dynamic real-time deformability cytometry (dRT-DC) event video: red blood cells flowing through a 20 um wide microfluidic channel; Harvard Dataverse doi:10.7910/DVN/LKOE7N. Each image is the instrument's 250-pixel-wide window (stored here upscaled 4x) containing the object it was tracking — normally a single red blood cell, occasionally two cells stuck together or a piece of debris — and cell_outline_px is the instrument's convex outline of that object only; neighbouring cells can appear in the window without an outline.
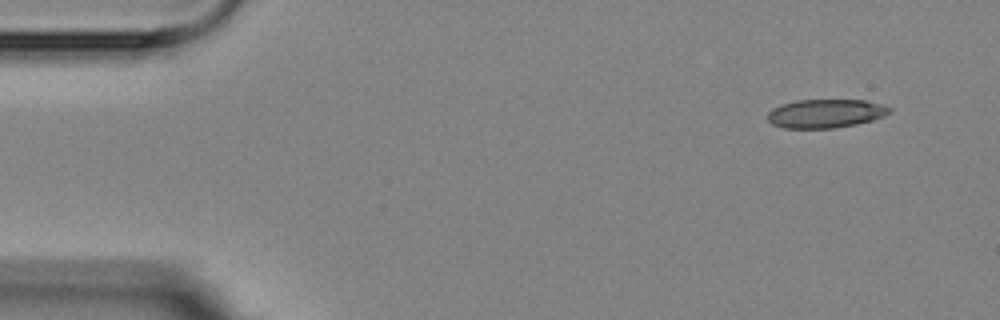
{"species": "Egyptian fruit bat (a non-hibernating species)", "species_latin": "Rousettus aegyptiacus", "temperature_condition": "room temperature", "stored_images_in_passage": 5, "camera_frame_rate_fps": 3000, "um_per_image_px": 0.085, "animal": {"sex": "female"}, "frame": {"image": 1, "passage_image": 1, "time_ms": 0.0, "image_size_px": [1000, 320], "cell_outline_px": [[892, 112], [884, 116], [872, 120], [856, 124], [832, 128], [784, 128], [772, 124], [768, 120], [768, 112], [772, 108], [780, 104], [796, 100], [868, 100], [884, 104], [892, 108]], "centroid_in_image_um": [70.2, 9.63], "position_along_channel_um": 14.8, "area_um2": 20.58}}
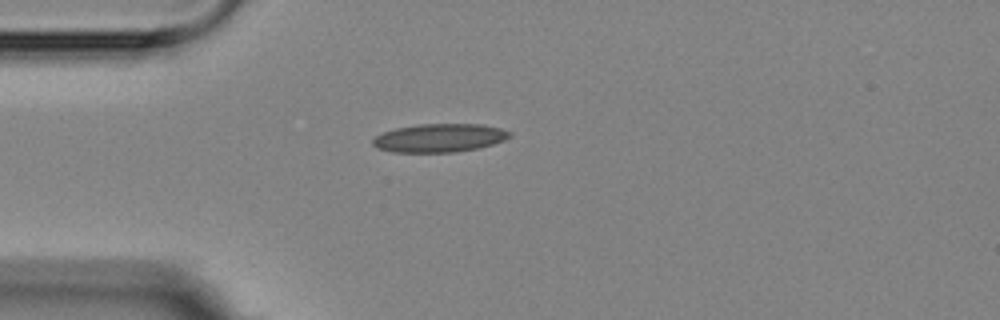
{"frame": {"image": 2, "passage_image": 4, "time_ms": 3.333, "image_size_px": [1000, 320], "cell_outline_px": [[512, 136], [504, 140], [480, 148], [456, 152], [392, 152], [376, 148], [372, 144], [372, 140], [376, 136], [384, 132], [396, 128], [416, 124], [484, 124], [500, 128], [512, 132]], "centroid_in_image_um": [37.37, 11.72], "position_along_channel_um": 47.6, "area_um2": 22.83}}